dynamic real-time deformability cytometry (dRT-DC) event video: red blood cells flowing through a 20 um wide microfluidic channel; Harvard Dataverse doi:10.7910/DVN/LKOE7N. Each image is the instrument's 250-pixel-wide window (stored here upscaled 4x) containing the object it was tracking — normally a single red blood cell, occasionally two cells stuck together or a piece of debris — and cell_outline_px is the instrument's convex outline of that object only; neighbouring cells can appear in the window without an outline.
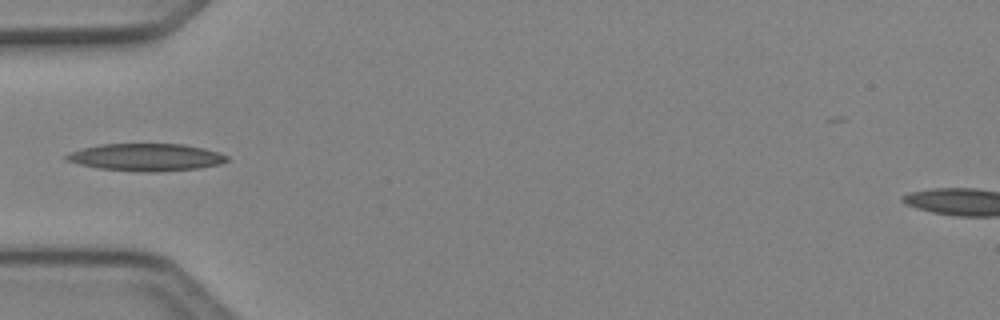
{"species": "Egyptian fruit bat (a non-hibernating species)", "species_latin": "Rousettus aegyptiacus", "temperature_condition": "cold", "stored_images_in_passage": 6, "camera_frame_rate_fps": 3000, "um_per_image_px": 0.085, "animal": {"sex": "female"}, "frame": {"image": 1, "passage_image": 5, "time_ms": 1.333, "image_size_px": [1000, 320], "cell_outline_px": [[228, 160], [220, 164], [200, 168], [156, 172], [148, 172], [100, 168], [80, 164], [64, 160], [64, 156], [68, 152], [100, 144], [184, 144], [204, 148], [228, 156]], "centroid_in_image_um": [12.41, 13.36], "position_along_channel_um": 72.6, "area_um2": 25.49}}
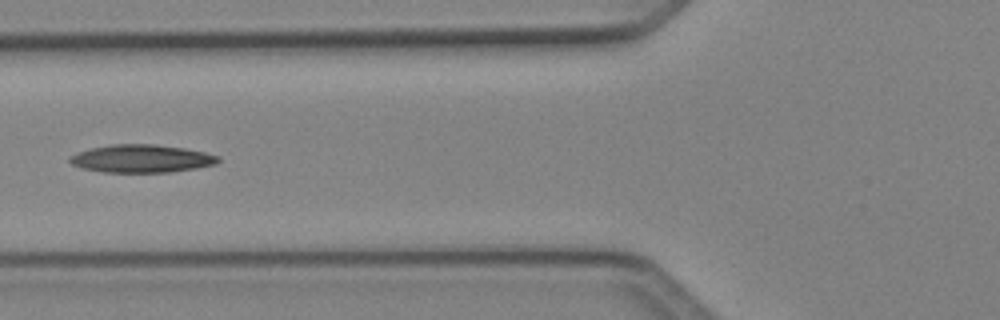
{"frame": {"image": 2, "passage_image": 6, "time_ms": 1.667, "image_size_px": [1000, 320], "cell_outline_px": [[220, 160], [216, 164], [196, 168], [168, 172], [104, 172], [80, 168], [72, 164], [68, 160], [72, 156], [80, 152], [92, 148], [112, 144], [152, 144], [184, 148], [204, 152], [220, 156]], "centroid_in_image_um": [12.05, 13.48], "position_along_channel_um": 113.7, "area_um2": 23.93}}